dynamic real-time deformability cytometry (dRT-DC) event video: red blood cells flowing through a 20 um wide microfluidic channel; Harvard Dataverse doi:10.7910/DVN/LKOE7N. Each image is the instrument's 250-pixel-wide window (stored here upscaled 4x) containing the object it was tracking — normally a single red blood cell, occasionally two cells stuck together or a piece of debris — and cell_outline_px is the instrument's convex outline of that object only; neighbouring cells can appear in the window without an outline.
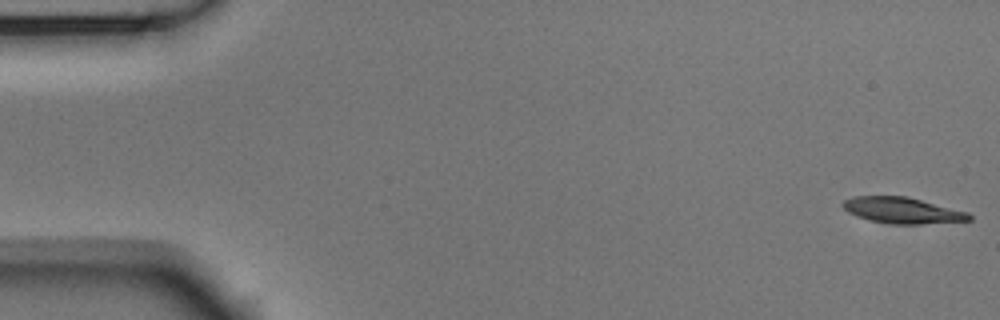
{"species": "Egyptian fruit bat (a non-hibernating species)", "species_latin": "Rousettus aegyptiacus", "temperature_condition": "room temperature", "stored_images_in_passage": 53, "camera_frame_rate_fps": 3000, "um_per_image_px": 0.085, "animal": {"sex": "male"}, "frame": {"image": 1, "passage_image": 1, "time_ms": 0.0, "image_size_px": [1000, 320], "cell_outline_px": [[972, 220], [920, 224], [888, 224], [856, 216], [848, 212], [840, 204], [844, 200], [852, 196], [908, 196], [968, 212], [972, 216]], "centroid_in_image_um": [76.69, 17.87], "position_along_channel_um": 8.3, "area_um2": 19.25}}
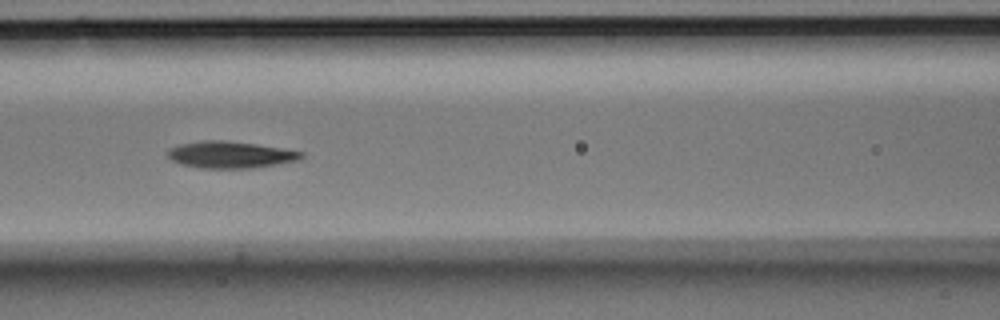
{"frame": {"image": 2, "passage_image": 23, "time_ms": 7.333, "image_size_px": [1000, 320], "cell_outline_px": [[304, 156], [300, 160], [252, 168], [196, 168], [180, 164], [172, 160], [168, 156], [168, 148], [180, 144], [204, 140], [224, 140], [256, 144], [304, 152]], "centroid_in_image_um": [19.56, 13.15], "position_along_channel_um": 147.0, "area_um2": 20.87}}
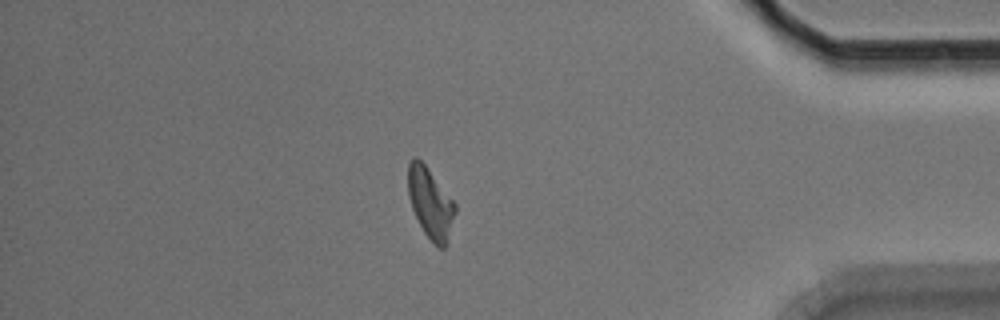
{"frame": {"image": 3, "passage_image": 46, "time_ms": 15.0, "image_size_px": [1000, 320], "cell_outline_px": [[456, 212], [448, 240], [444, 248], [440, 248], [424, 232], [412, 208], [408, 196], [408, 164], [412, 156], [416, 156], [424, 164], [456, 204]], "centroid_in_image_um": [36.58, 17.24], "position_along_channel_um": 398.6, "area_um2": 19.02}, "authors_computed_cell_mechanics": {"area_um2": 20.23, "velocity_mm_per_s": 3.7414, "shape_relaxation_time_tau1_ms": 5.5158, "shape_relaxation_time_tau2_ms": 7.1983, "deformation_change_tau1": 0.166, "deformation_change_tau2": 0.1443}}